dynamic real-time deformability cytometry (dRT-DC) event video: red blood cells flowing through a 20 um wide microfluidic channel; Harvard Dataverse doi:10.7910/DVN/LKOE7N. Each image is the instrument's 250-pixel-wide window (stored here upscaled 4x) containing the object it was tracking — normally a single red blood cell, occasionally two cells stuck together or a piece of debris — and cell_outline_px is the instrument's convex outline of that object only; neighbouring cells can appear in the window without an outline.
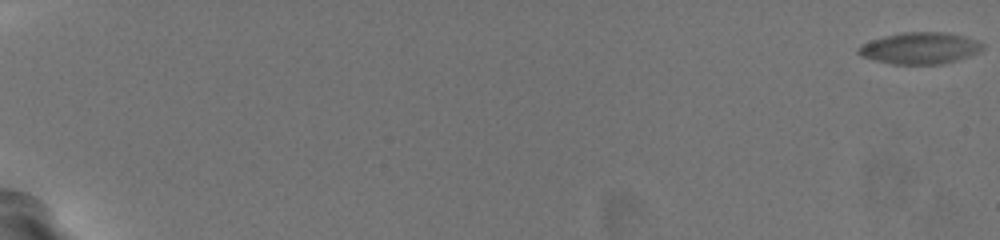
{"species": "common noctule bat (a hibernating species)", "species_latin": "Nyctalus noctula", "temperature_condition": "warm", "stored_images_in_passage": 62, "camera_frame_rate_fps": 3000, "um_per_image_px": 0.085, "animal": {"sex": "female", "body_mass_g": 19.5, "forearm_length_mm": 54.1}, "frame": {"image": 1, "passage_image": 1, "time_ms": 0.0, "image_size_px": [1000, 240], "cell_outline_px": [[980, 48], [976, 52], [940, 64], [896, 64], [876, 60], [864, 56], [856, 52], [864, 44], [872, 40], [888, 36], [912, 32], [940, 32], [960, 36], [980, 44]], "centroid_in_image_um": [78.1, 4.1], "position_along_channel_um": 6.9, "area_um2": 21.33}}
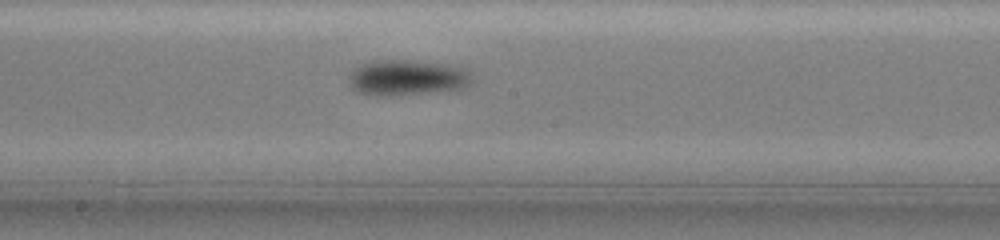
{"frame": {"image": 2, "passage_image": 38, "time_ms": 12.333, "image_size_px": [1000, 240], "cell_outline_px": [[468, 84], [460, 88], [392, 96], [376, 96], [360, 92], [352, 88], [352, 72], [364, 64], [392, 60], [432, 64], [456, 68], [468, 72]], "centroid_in_image_um": [34.52, 6.65], "position_along_channel_um": 213.7, "area_um2": 23.47}}
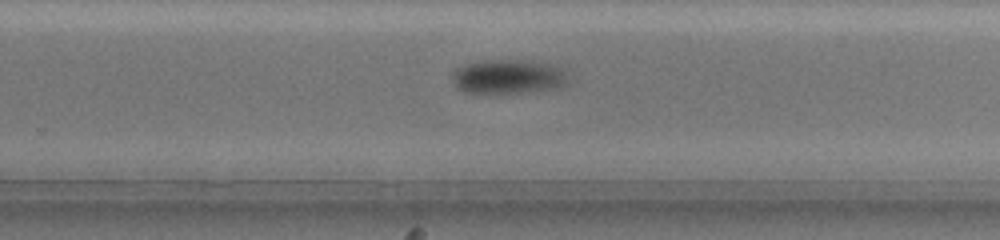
{"frame": {"image": 3, "passage_image": 44, "time_ms": 14.333, "image_size_px": [1000, 240], "cell_outline_px": [[560, 84], [544, 88], [520, 92], [464, 92], [452, 80], [452, 76], [460, 68], [468, 64], [484, 60], [524, 60], [544, 64], [560, 72]], "centroid_in_image_um": [42.96, 6.5], "position_along_channel_um": 286.8, "area_um2": 20.92}, "authors_computed_cell_mechanics": {"area_um2": 21.1259, "velocity_mm_per_s": 3.6625, "shape_relaxation_time_tau1_ms": 1.267, "shape_relaxation_time_tau2_ms": null, "deformation_change_tau1": 0.0828, "deformation_change_tau2": null}}